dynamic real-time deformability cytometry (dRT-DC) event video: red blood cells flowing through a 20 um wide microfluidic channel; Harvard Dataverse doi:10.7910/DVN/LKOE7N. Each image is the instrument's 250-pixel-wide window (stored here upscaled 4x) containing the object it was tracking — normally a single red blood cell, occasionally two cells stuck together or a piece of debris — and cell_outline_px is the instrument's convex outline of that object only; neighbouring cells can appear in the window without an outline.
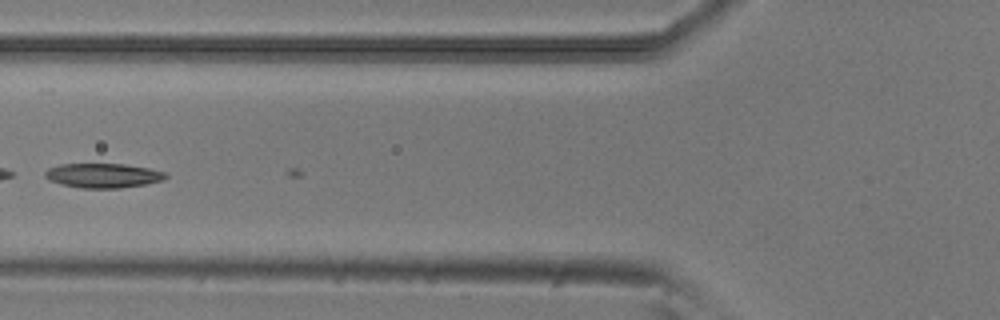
{"species": "common noctule bat (a hibernating species)", "species_latin": "Nyctalus noctula", "temperature_condition": "room temperature", "stored_images_in_passage": 5, "camera_frame_rate_fps": 3000, "um_per_image_px": 0.085, "animal": {"sex": "male", "body_mass_g": 20.5, "forearm_length_mm": 52.5}, "frame": {"image": 1, "passage_image": 4, "time_ms": 1.0, "image_size_px": [1000, 320], "cell_outline_px": [[168, 176], [164, 180], [144, 184], [120, 188], [80, 188], [48, 180], [44, 176], [44, 172], [48, 168], [60, 164], [124, 164], [148, 168], [164, 172]], "centroid_in_image_um": [8.74, 14.92], "position_along_channel_um": 117.1, "area_um2": 17.11}}